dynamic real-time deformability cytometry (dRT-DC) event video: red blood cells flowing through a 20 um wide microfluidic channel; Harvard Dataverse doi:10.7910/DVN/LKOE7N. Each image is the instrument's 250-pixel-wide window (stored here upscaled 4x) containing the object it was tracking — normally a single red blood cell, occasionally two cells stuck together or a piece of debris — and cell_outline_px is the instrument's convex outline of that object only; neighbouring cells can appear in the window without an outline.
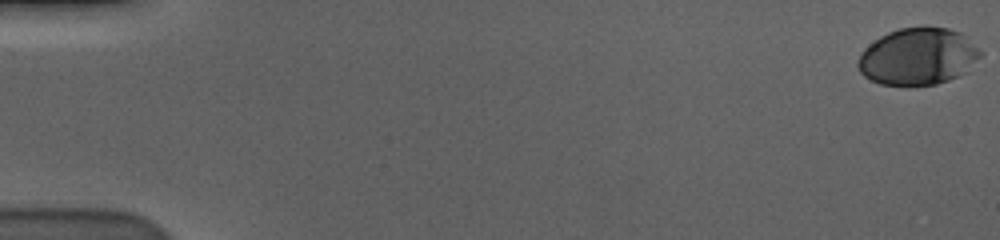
{"species": "human", "species_latin": "Homo sapiens", "temperature_condition": "cold", "stored_images_in_passage": 59, "camera_frame_rate_fps": 3000, "um_per_image_px": 0.085, "donor": {"sex": "male"}, "frame": {"image": 1, "passage_image": 1, "time_ms": 0.0, "image_size_px": [1000, 240], "cell_outline_px": [[984, 52], [968, 72], [960, 76], [936, 84], [908, 88], [880, 84], [864, 76], [860, 72], [856, 64], [864, 48], [868, 44], [880, 36], [888, 32], [900, 28], [948, 28], [960, 32]], "centroid_in_image_um": [78.03, 4.85], "position_along_channel_um": 7.0, "area_um2": 41.27}}
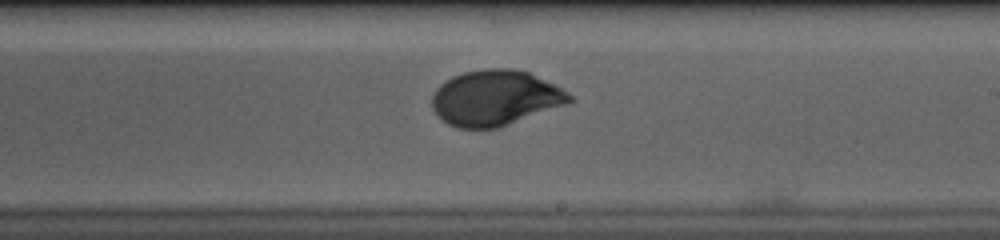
{"frame": {"image": 2, "passage_image": 36, "time_ms": 11.667, "image_size_px": [1000, 240], "cell_outline_px": [[576, 100], [568, 104], [500, 128], [456, 128], [448, 124], [432, 108], [432, 96], [436, 88], [440, 84], [452, 76], [464, 72], [484, 68], [512, 68], [528, 72], [568, 92]], "centroid_in_image_um": [42.11, 8.33], "position_along_channel_um": 246.9, "area_um2": 44.56}}
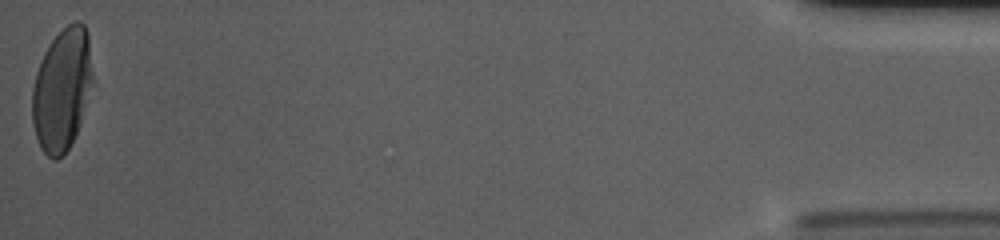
{"frame": {"image": 3, "passage_image": 59, "time_ms": 19.333, "image_size_px": [1000, 240], "cell_outline_px": [[96, 84], [76, 132], [64, 156], [56, 160], [52, 160], [40, 148], [32, 124], [32, 88], [36, 72], [40, 60], [44, 52], [52, 40], [68, 24], [76, 20], [80, 20], [84, 24], [88, 32]], "centroid_in_image_um": [5.32, 7.59], "position_along_channel_um": 429.9, "area_um2": 44.22}, "authors_computed_cell_mechanics": {"area_um2": 42.483, "velocity_mm_per_s": 3.5704, "shape_relaxation_time_tau1_ms": 3.6308, "shape_relaxation_time_tau2_ms": null, "deformation_change_tau1": 0.1635, "deformation_change_tau2": null}}